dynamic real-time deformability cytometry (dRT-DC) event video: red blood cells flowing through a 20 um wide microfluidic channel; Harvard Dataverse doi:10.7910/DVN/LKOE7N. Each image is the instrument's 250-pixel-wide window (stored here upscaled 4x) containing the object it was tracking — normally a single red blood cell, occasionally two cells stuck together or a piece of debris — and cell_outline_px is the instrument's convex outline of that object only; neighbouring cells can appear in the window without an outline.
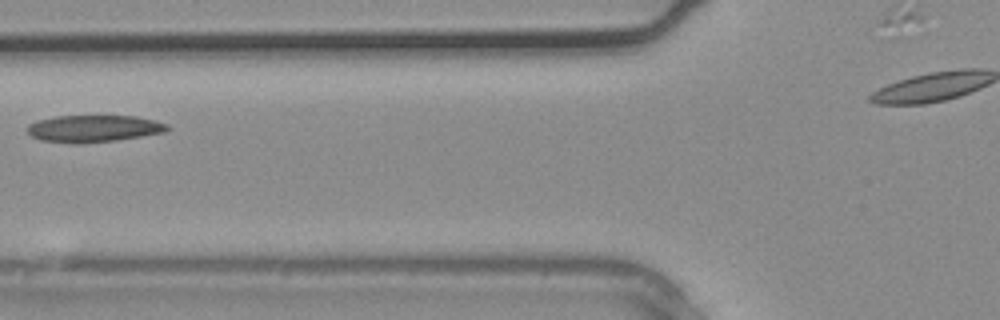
{"species": "common noctule bat (a hibernating species)", "species_latin": "Nyctalus noctula", "temperature_condition": "warm", "stored_images_in_passage": 4, "camera_frame_rate_fps": 3000, "um_per_image_px": 0.085, "animal": {"sex": "male", "body_mass_g": 20.4}, "frame": {"image": 1, "passage_image": 4, "time_ms": 1.0, "image_size_px": [1000, 320], "cell_outline_px": [[172, 128], [164, 132], [116, 140], [84, 144], [72, 144], [40, 140], [32, 136], [28, 132], [28, 124], [52, 116], [136, 116], [156, 120], [168, 124]], "centroid_in_image_um": [7.98, 10.93], "position_along_channel_um": 117.8, "area_um2": 22.2}}